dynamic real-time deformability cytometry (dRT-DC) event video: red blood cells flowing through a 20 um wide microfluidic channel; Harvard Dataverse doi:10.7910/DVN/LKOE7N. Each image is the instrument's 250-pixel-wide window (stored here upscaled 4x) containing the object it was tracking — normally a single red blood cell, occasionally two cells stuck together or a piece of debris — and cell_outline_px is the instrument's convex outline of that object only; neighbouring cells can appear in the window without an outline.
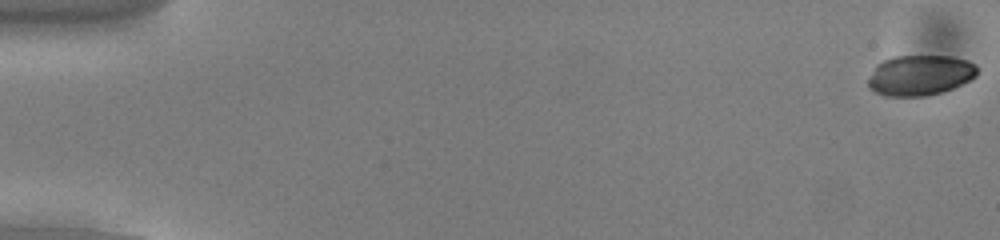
{"species": "common noctule bat (a hibernating species)", "species_latin": "Nyctalus noctula", "temperature_condition": "cold", "stored_images_in_passage": 54, "camera_frame_rate_fps": 3000, "um_per_image_px": 0.085, "animal": {"sex": "male", "body_mass_g": 13.0, "forearm_length_mm": 53.1}, "frame": {"image": 1, "passage_image": 1, "time_ms": 0.0, "image_size_px": [1000, 240], "cell_outline_px": [[976, 76], [944, 92], [928, 96], [884, 96], [876, 92], [868, 84], [868, 80], [876, 64], [884, 60], [896, 56], [952, 56], [968, 60], [976, 64]], "centroid_in_image_um": [78.2, 6.39], "position_along_channel_um": 6.8, "area_um2": 25.61}}
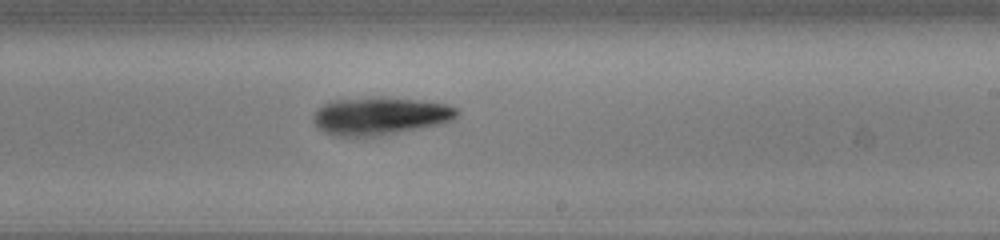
{"frame": {"image": 2, "passage_image": 33, "time_ms": 10.667, "image_size_px": [1000, 240], "cell_outline_px": [[460, 112], [452, 120], [444, 124], [384, 136], [332, 136], [316, 128], [312, 120], [312, 116], [324, 104], [332, 100], [368, 96], [384, 96], [420, 100], [448, 104], [456, 108]], "centroid_in_image_um": [32.32, 9.86], "position_along_channel_um": 256.7, "area_um2": 32.6}}
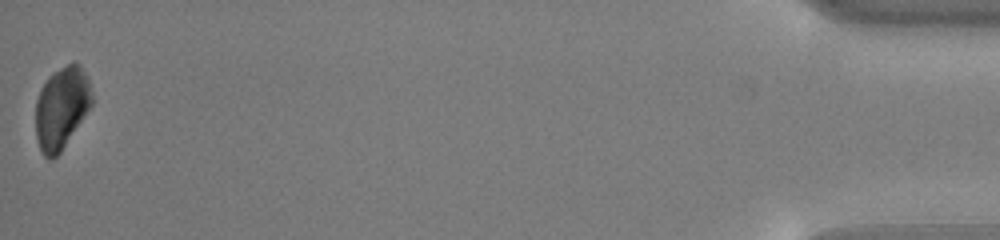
{"frame": {"image": 3, "passage_image": 54, "time_ms": 17.667, "image_size_px": [1000, 240], "cell_outline_px": [[92, 104], [60, 152], [52, 160], [48, 160], [40, 152], [36, 136], [36, 100], [40, 88], [48, 76], [52, 72], [76, 60], [80, 64], [88, 76], [92, 92]], "centroid_in_image_um": [5.22, 9.13], "position_along_channel_um": 430.0, "area_um2": 27.11}, "authors_computed_cell_mechanics": {"area_um2": 28.7844, "velocity_mm_per_s": 3.8327, "shape_relaxation_time_tau1_ms": 1.5983, "shape_relaxation_time_tau2_ms": null, "deformation_change_tau1": 0.0715, "deformation_change_tau2": null}}